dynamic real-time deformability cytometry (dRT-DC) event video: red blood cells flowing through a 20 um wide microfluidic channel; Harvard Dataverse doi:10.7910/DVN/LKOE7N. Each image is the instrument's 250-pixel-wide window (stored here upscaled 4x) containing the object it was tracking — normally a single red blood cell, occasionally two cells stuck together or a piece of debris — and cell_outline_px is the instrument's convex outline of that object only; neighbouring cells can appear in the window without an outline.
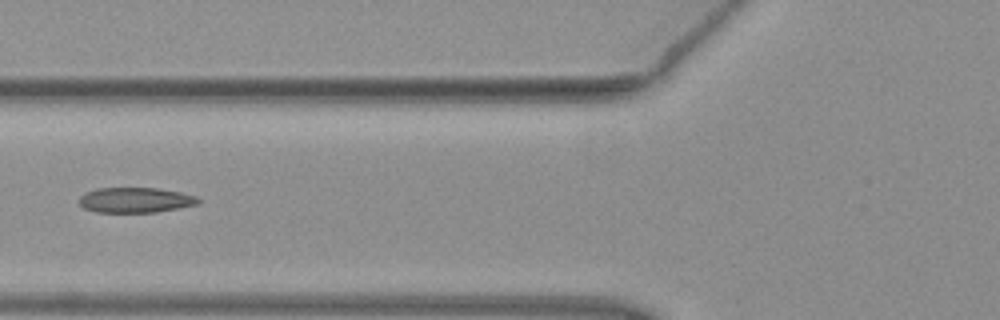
{"species": "common noctule bat (a hibernating species)", "species_latin": "Nyctalus noctula", "temperature_condition": "warm", "stored_images_in_passage": 5, "camera_frame_rate_fps": 3000, "um_per_image_px": 0.085, "animal": {"sex": "female", "body_mass_g": 19.3, "forearm_length_mm": 54.1}, "frame": {"image": 1, "passage_image": 5, "time_ms": 1.333, "image_size_px": [1000, 320], "cell_outline_px": [[200, 204], [180, 208], [156, 212], [96, 212], [84, 208], [80, 204], [80, 196], [84, 192], [96, 188], [156, 188], [180, 192], [196, 196], [200, 200]], "centroid_in_image_um": [11.52, 17.0], "position_along_channel_um": 114.3, "area_um2": 17.57}}